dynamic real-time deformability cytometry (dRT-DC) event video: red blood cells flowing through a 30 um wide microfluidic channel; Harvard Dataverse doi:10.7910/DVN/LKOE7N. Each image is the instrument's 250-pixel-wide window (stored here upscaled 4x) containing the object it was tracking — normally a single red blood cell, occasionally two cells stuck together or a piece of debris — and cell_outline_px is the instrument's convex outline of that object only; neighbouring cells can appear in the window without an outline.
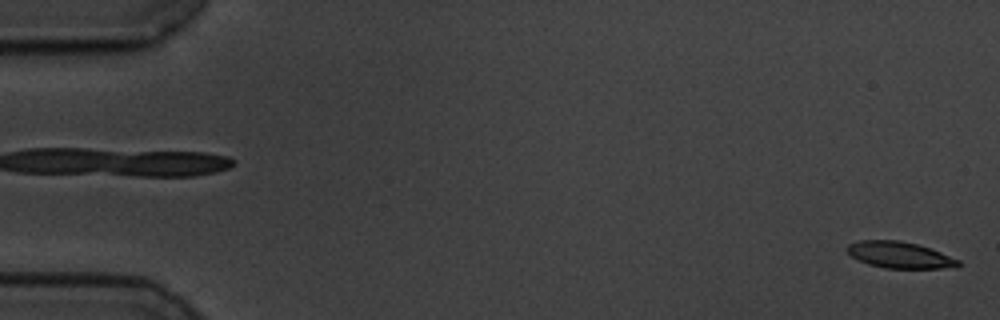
{"species": "common noctule bat (a hibernating species)", "species_latin": "Nyctalus noctula", "temperature_condition": "cold", "stored_images_in_passage": 57, "camera_frame_rate_fps": 3000, "um_per_image_px": 0.085, "animal": {"sex": "male", "body_mass_g": 19.5, "forearm_length_mm": 54.6}, "frame": {"image": 1, "passage_image": 1, "time_ms": 0.0, "image_size_px": [1000, 320], "cell_outline_px": [[960, 264], [956, 268], [884, 268], [868, 264], [852, 256], [844, 248], [848, 244], [860, 240], [900, 240], [916, 244], [940, 252], [960, 260]], "centroid_in_image_um": [76.46, 21.67], "position_along_channel_um": 8.5, "area_um2": 17.05}}
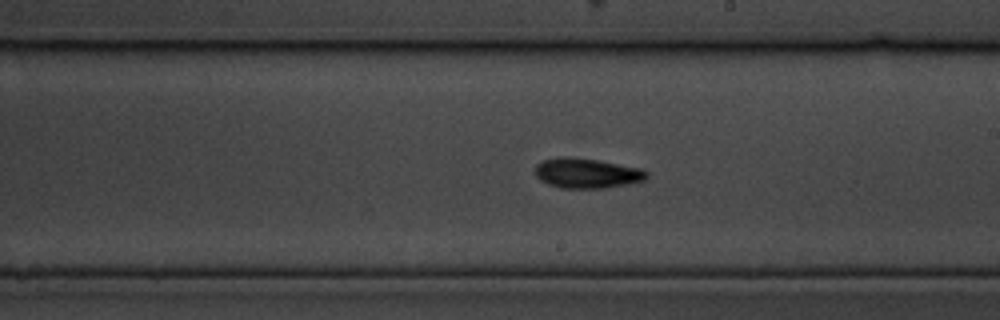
{"frame": {"image": 2, "passage_image": 33, "time_ms": 10.667, "image_size_px": [1000, 320], "cell_outline_px": [[648, 176], [644, 180], [628, 184], [604, 188], [560, 188], [548, 184], [540, 180], [536, 176], [532, 168], [540, 160], [556, 156], [564, 156], [596, 160], [644, 168], [648, 172]], "centroid_in_image_um": [49.83, 14.71], "position_along_channel_um": 239.2, "area_um2": 19.88}}
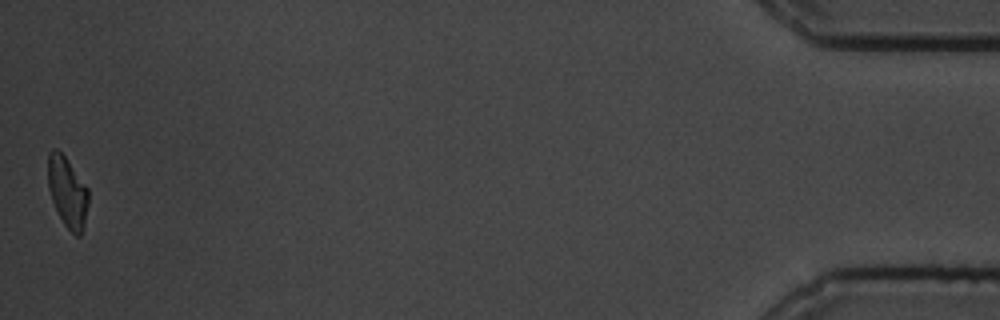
{"frame": {"image": 3, "passage_image": 57, "time_ms": 18.667, "image_size_px": [1000, 320], "cell_outline_px": [[88, 204], [80, 236], [76, 236], [64, 224], [52, 200], [48, 188], [48, 152], [52, 148], [56, 148], [64, 156], [88, 188]], "centroid_in_image_um": [5.71, 16.29], "position_along_channel_um": 429.5, "area_um2": 16.24}, "authors_computed_cell_mechanics": {"area_um2": 18.3226, "velocity_mm_per_s": 3.5033, "shape_relaxation_time_tau1_ms": 2.8958, "shape_relaxation_time_tau2_ms": 10.9807, "deformation_change_tau1": 0.1406, "deformation_change_tau2": 0.1471}}